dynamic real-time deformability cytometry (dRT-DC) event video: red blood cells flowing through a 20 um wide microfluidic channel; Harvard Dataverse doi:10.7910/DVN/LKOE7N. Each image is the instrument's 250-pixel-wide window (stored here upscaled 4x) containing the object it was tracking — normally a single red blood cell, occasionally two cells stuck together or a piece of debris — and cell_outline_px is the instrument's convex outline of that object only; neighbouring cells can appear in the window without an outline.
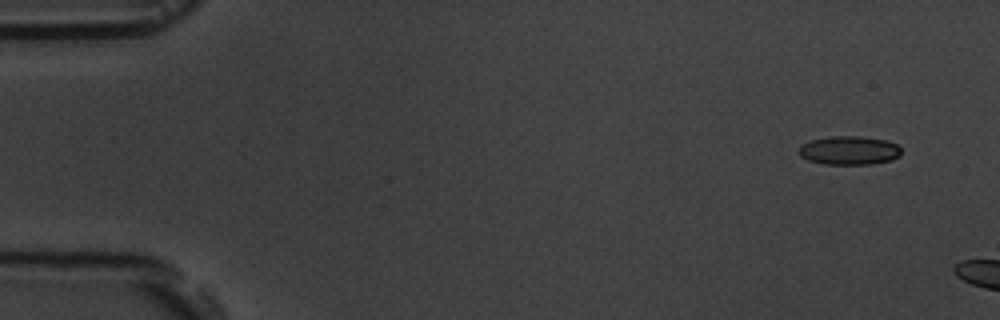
{"species": "common noctule bat (a hibernating species)", "species_latin": "Nyctalus noctula", "temperature_condition": "room temperature", "stored_images_in_passage": 3, "camera_frame_rate_fps": 3000, "um_per_image_px": 0.085, "animal": {"sex": "male", "body_mass_g": 19.5, "forearm_length_mm": 54.6}, "frame": {"image": 1, "passage_image": 1, "time_ms": 0.0, "image_size_px": [1000, 320], "cell_outline_px": [[900, 156], [892, 160], [872, 164], [824, 164], [808, 160], [800, 156], [800, 144], [812, 140], [832, 136], [860, 136], [888, 140], [896, 144], [900, 148]], "centroid_in_image_um": [72.2, 12.78], "position_along_channel_um": 12.8, "area_um2": 17.17}}